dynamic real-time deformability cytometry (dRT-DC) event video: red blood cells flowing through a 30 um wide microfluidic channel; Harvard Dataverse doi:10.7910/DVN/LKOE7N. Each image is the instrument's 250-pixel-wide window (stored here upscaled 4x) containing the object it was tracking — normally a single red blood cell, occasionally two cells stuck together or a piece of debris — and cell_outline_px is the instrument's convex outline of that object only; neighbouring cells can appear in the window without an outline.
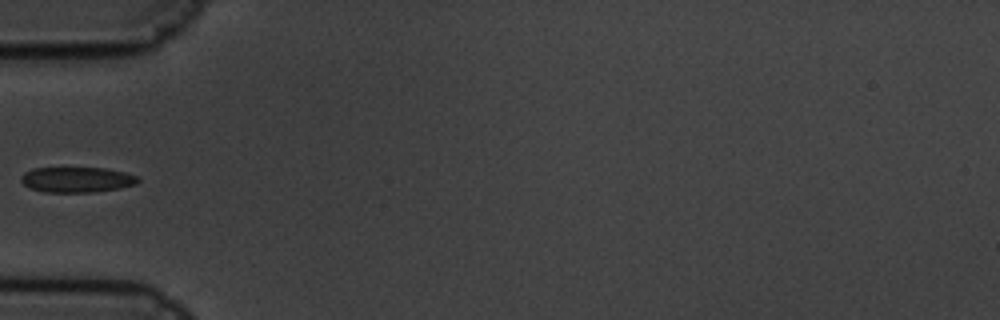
{"species": "common noctule bat (a hibernating species)", "species_latin": "Nyctalus noctula", "temperature_condition": "cold", "stored_images_in_passage": 41, "camera_frame_rate_fps": 3000, "um_per_image_px": 0.085, "animal": {"sex": "male", "body_mass_g": 19.5, "forearm_length_mm": 54.6}, "frame": {"image": 1, "passage_image": 1, "time_ms": 0.0, "image_size_px": [1000, 320], "cell_outline_px": [[140, 180], [136, 184], [120, 188], [92, 192], [44, 192], [32, 188], [24, 184], [20, 180], [20, 176], [24, 172], [32, 168], [104, 168], [124, 172], [136, 176]], "centroid_in_image_um": [6.51, 15.27], "position_along_channel_um": 78.5, "area_um2": 17.22}}
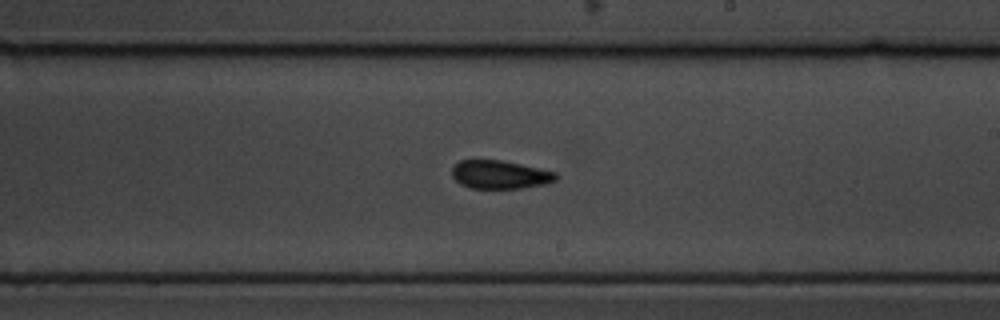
{"frame": {"image": 2, "passage_image": 16, "time_ms": 5.0, "image_size_px": [1000, 320], "cell_outline_px": [[560, 176], [556, 180], [544, 184], [520, 188], [472, 188], [460, 184], [452, 176], [452, 168], [460, 160], [500, 160], [520, 164], [556, 172]], "centroid_in_image_um": [42.5, 14.84], "position_along_channel_um": 246.5, "area_um2": 17.05}}
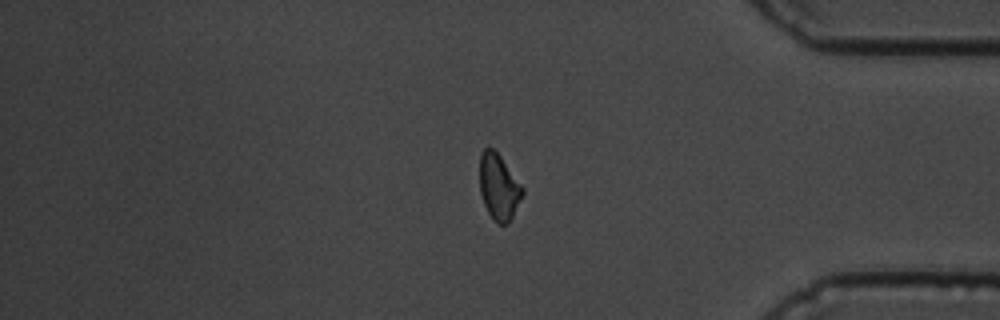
{"frame": {"image": 3, "passage_image": 31, "time_ms": 10.0, "image_size_px": [1000, 320], "cell_outline_px": [[524, 192], [508, 224], [496, 224], [488, 212], [484, 204], [480, 192], [480, 152], [484, 148], [492, 148], [500, 156], [524, 188]], "centroid_in_image_um": [42.38, 15.9], "position_along_channel_um": 392.8, "area_um2": 16.3}}